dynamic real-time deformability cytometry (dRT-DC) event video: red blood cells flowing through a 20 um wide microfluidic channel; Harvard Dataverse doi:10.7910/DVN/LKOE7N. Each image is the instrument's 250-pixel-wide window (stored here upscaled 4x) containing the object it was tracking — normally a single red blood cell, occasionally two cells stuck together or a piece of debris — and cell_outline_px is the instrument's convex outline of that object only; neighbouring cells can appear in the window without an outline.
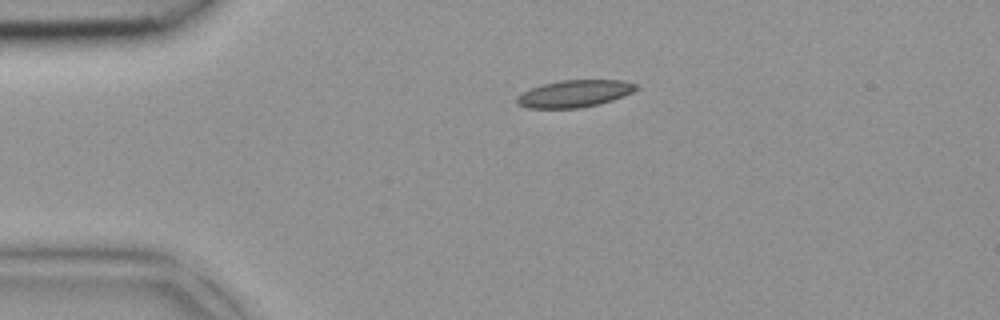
{"species": "common noctule bat (a hibernating species)", "species_latin": "Nyctalus noctula", "temperature_condition": "room temperature", "stored_images_in_passage": 2, "camera_frame_rate_fps": 3000, "um_per_image_px": 0.085, "animal": {"sex": "female", "body_mass_g": 18.4}, "frame": {"image": 1, "passage_image": 1, "time_ms": 0.0, "image_size_px": [1000, 320], "cell_outline_px": [[636, 88], [632, 92], [624, 96], [600, 104], [580, 108], [524, 108], [516, 104], [516, 96], [540, 84], [560, 80], [624, 80], [636, 84]], "centroid_in_image_um": [48.79, 7.96], "position_along_channel_um": 36.2, "area_um2": 18.96}}